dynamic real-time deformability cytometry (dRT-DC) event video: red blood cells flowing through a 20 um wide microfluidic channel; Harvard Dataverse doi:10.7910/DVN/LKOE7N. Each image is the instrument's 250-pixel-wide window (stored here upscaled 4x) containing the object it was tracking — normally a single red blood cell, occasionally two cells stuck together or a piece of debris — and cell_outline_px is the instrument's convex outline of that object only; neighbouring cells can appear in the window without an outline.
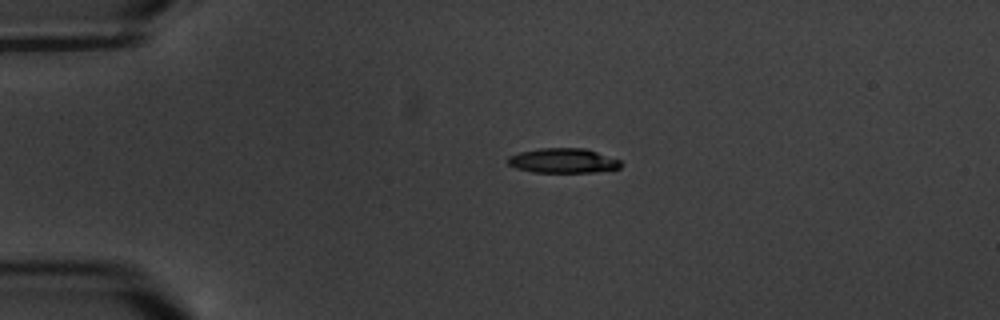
{"species": "common noctule bat (a hibernating species)", "species_latin": "Nyctalus noctula", "temperature_condition": "warm", "stored_images_in_passage": 4, "camera_frame_rate_fps": 3000, "um_per_image_px": 0.085, "animal": {"sex": "male", "body_mass_g": 20.1, "forearm_length_mm": 53.5}, "frame": {"image": 1, "passage_image": 2, "time_ms": 2.0, "image_size_px": [1000, 320], "cell_outline_px": [[624, 164], [620, 168], [592, 172], [532, 172], [516, 168], [508, 164], [508, 156], [520, 152], [540, 148], [584, 148], [620, 160]], "centroid_in_image_um": [47.86, 13.66], "position_along_channel_um": 37.1, "area_um2": 16.18}}
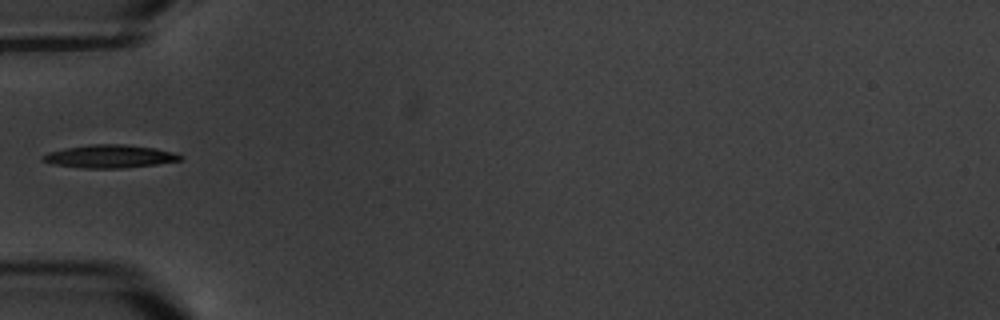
{"frame": {"image": 2, "passage_image": 4, "time_ms": 4.333, "image_size_px": [1000, 320], "cell_outline_px": [[184, 156], [180, 160], [156, 164], [120, 168], [84, 168], [52, 164], [40, 160], [40, 156], [48, 152], [64, 148], [92, 144], [128, 144], [156, 148], [176, 152]], "centroid_in_image_um": [9.31, 13.28], "position_along_channel_um": 75.7, "area_um2": 18.61}}